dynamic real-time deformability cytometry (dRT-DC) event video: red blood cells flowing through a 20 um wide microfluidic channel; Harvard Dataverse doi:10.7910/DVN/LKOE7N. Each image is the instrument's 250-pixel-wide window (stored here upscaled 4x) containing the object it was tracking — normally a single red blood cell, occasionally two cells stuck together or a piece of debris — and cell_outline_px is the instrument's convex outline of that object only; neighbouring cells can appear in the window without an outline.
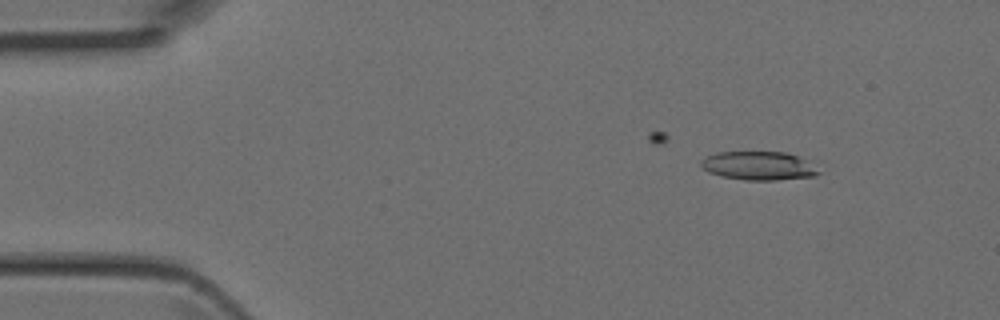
{"species": "Egyptian fruit bat (a non-hibernating species)", "species_latin": "Rousettus aegyptiacus", "temperature_condition": "room temperature", "stored_images_in_passage": 15, "camera_frame_rate_fps": 3000, "um_per_image_px": 0.085, "animal": {"sex": "female"}, "frame": {"image": 1, "passage_image": 4, "time_ms": 1.0, "image_size_px": [1000, 320], "cell_outline_px": [[820, 172], [812, 176], [776, 180], [744, 180], [720, 176], [708, 172], [700, 164], [700, 160], [716, 152], [788, 152], [820, 160]], "centroid_in_image_um": [64.66, 14.07], "position_along_channel_um": 20.3, "area_um2": 20.46}}
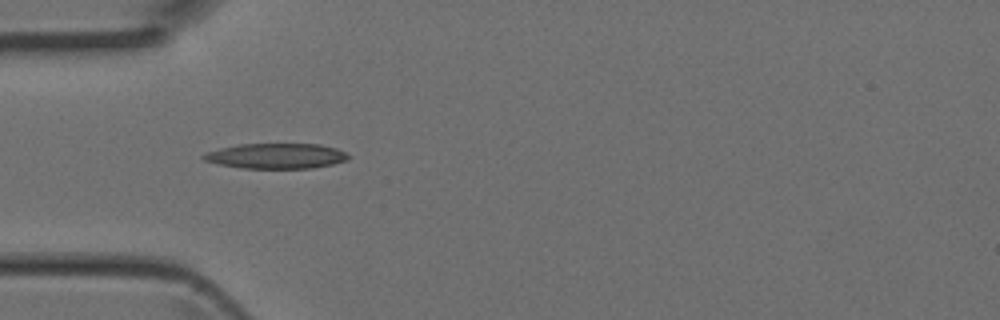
{"frame": {"image": 2, "passage_image": 12, "time_ms": 3.667, "image_size_px": [1000, 320], "cell_outline_px": [[352, 156], [348, 160], [332, 164], [312, 168], [240, 168], [220, 164], [204, 160], [200, 156], [204, 152], [220, 148], [240, 144], [320, 144], [336, 148]], "centroid_in_image_um": [23.48, 13.25], "position_along_channel_um": 61.5, "area_um2": 21.39}}
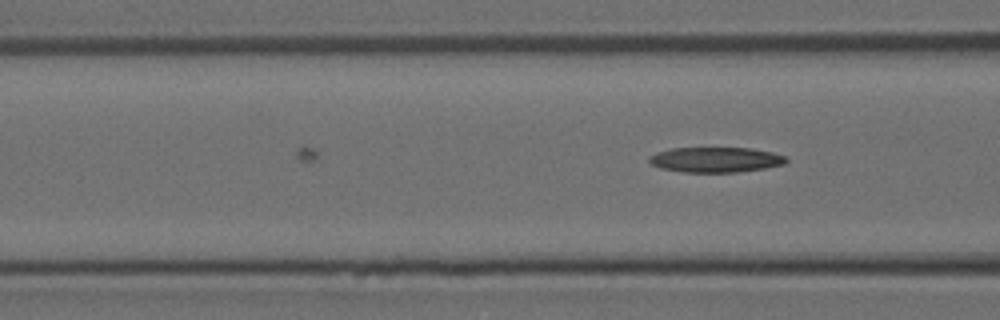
{"frame": {"image": 3, "passage_image": 15, "time_ms": 4.667, "image_size_px": [1000, 320], "cell_outline_px": [[788, 160], [784, 164], [764, 168], [736, 172], [684, 172], [660, 168], [652, 164], [648, 160], [648, 156], [656, 152], [672, 148], [752, 148], [772, 152], [784, 156]], "centroid_in_image_um": [60.8, 13.57], "position_along_channel_um": 105.8, "area_um2": 20.06}}